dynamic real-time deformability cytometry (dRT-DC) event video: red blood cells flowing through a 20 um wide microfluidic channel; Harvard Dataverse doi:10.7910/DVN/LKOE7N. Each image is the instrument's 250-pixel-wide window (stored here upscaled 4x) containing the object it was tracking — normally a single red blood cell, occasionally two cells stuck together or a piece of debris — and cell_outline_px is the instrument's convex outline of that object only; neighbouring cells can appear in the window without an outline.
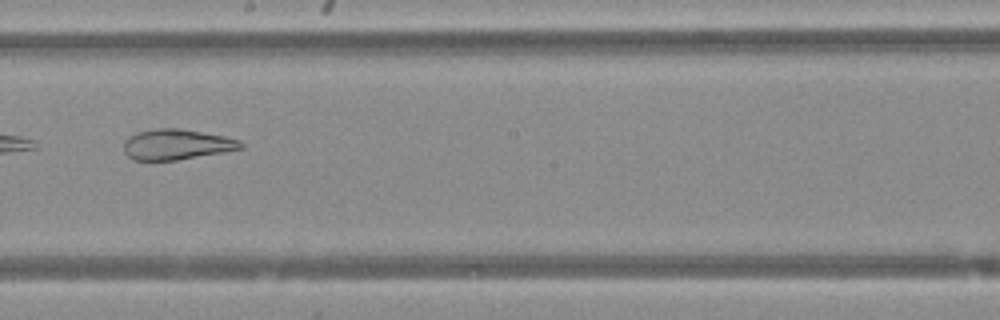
{"species": "Egyptian fruit bat (a non-hibernating species)", "species_latin": "Rousettus aegyptiacus", "temperature_condition": "warm", "stored_images_in_passage": 39, "camera_frame_rate_fps": 3000, "um_per_image_px": 0.085, "animal": {"sex": "female"}, "frame": {"image": 1, "passage_image": 27, "time_ms": 8.667, "image_size_px": [1000, 320], "cell_outline_px": [[244, 148], [224, 152], [176, 160], [136, 160], [128, 156], [124, 152], [124, 140], [128, 136], [136, 132], [160, 128], [180, 128], [224, 136], [240, 140], [244, 144]], "centroid_in_image_um": [15.01, 12.27], "position_along_channel_um": 233.2, "area_um2": 20.81}}